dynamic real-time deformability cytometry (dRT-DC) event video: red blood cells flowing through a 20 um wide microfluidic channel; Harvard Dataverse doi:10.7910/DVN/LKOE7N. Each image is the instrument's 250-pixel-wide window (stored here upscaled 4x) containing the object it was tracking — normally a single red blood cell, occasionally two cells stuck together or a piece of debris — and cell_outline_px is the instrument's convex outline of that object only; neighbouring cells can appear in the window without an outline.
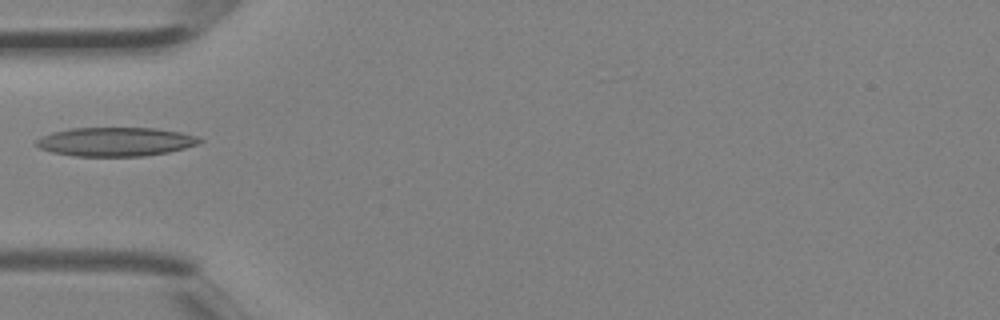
{"species": "Egyptian fruit bat (a non-hibernating species)", "species_latin": "Rousettus aegyptiacus", "temperature_condition": "room temperature", "stored_images_in_passage": 3, "camera_frame_rate_fps": 3000, "um_per_image_px": 0.085, "animal": {"sex": "female"}, "frame": {"image": 1, "passage_image": 3, "time_ms": 0.667, "image_size_px": [1000, 320], "cell_outline_px": [[204, 140], [200, 144], [168, 152], [144, 156], [72, 156], [52, 152], [40, 148], [36, 144], [36, 140], [40, 136], [52, 132], [72, 128], [156, 128], [180, 132], [196, 136]], "centroid_in_image_um": [9.82, 12.05], "position_along_channel_um": 75.2, "area_um2": 27.57}}